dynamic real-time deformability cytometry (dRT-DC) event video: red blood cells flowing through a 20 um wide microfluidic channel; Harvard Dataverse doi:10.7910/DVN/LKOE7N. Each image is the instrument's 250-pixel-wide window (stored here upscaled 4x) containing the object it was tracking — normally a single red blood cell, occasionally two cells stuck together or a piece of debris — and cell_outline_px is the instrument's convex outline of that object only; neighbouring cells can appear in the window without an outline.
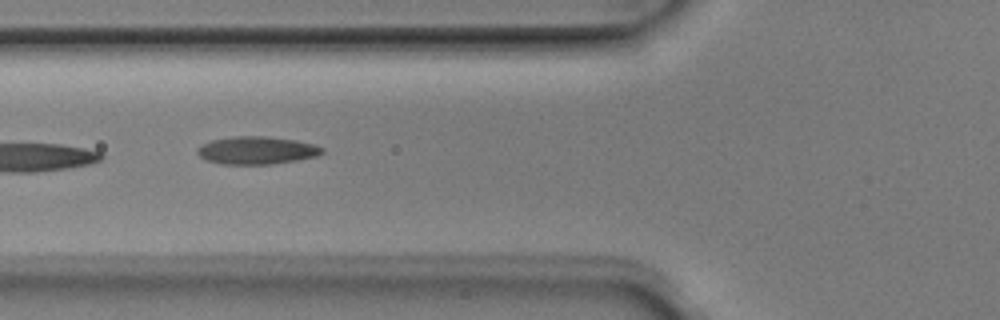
{"species": "Egyptian fruit bat (a non-hibernating species)", "species_latin": "Rousettus aegyptiacus", "temperature_condition": "room temperature", "stored_images_in_passage": 8, "camera_frame_rate_fps": 3000, "um_per_image_px": 0.085, "animal": {"sex": "male"}, "frame": {"image": 1, "passage_image": 5, "time_ms": 1.333, "image_size_px": [1000, 320], "cell_outline_px": [[324, 152], [316, 156], [296, 160], [272, 164], [220, 164], [204, 160], [196, 152], [196, 148], [212, 140], [236, 136], [268, 136], [296, 140], [312, 144], [324, 148]], "centroid_in_image_um": [21.8, 12.78], "position_along_channel_um": 104.0, "area_um2": 20.17}}
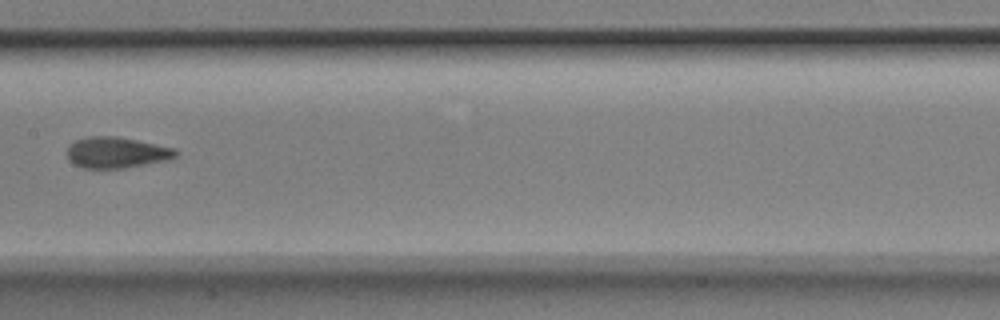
{"frame": {"image": 2, "passage_image": 7, "time_ms": 2.0, "image_size_px": [1000, 320], "cell_outline_px": [[180, 152], [176, 156], [168, 160], [124, 168], [84, 168], [68, 160], [68, 144], [76, 140], [88, 136], [116, 136], [176, 148]], "centroid_in_image_um": [9.92, 12.96], "position_along_channel_um": 197.5, "area_um2": 19.65}}
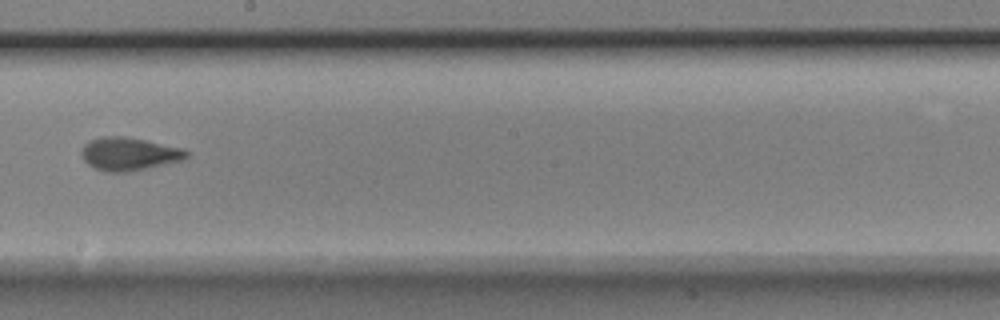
{"frame": {"image": 3, "passage_image": 8, "time_ms": 2.333, "image_size_px": [1000, 320], "cell_outline_px": [[188, 156], [184, 160], [128, 172], [108, 172], [96, 168], [88, 164], [84, 160], [80, 152], [80, 148], [88, 140], [100, 136], [124, 136], [184, 148], [188, 152]], "centroid_in_image_um": [10.94, 13.07], "position_along_channel_um": 237.3, "area_um2": 20.35}}